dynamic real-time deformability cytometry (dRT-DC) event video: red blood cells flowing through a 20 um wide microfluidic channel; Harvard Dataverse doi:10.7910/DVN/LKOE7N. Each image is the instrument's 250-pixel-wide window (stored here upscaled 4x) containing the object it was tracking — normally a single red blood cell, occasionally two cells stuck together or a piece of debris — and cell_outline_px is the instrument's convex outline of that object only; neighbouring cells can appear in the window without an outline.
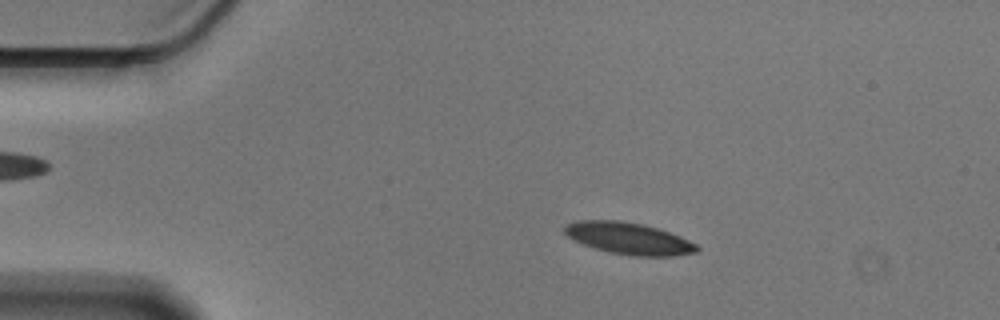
{"species": "Egyptian fruit bat (a non-hibernating species)", "species_latin": "Rousettus aegyptiacus", "temperature_condition": "cold", "stored_images_in_passage": 56, "camera_frame_rate_fps": 3000, "um_per_image_px": 0.085, "animal": {"sex": "male"}, "frame": {"image": 1, "passage_image": 10, "time_ms": 3.0, "image_size_px": [1000, 320], "cell_outline_px": [[700, 248], [696, 252], [676, 256], [632, 256], [612, 252], [596, 248], [584, 244], [568, 236], [564, 232], [564, 228], [568, 224], [576, 220], [620, 220], [644, 224], [680, 236], [696, 244]], "centroid_in_image_um": [53.47, 20.26], "position_along_channel_um": 31.5, "area_um2": 24.28}}
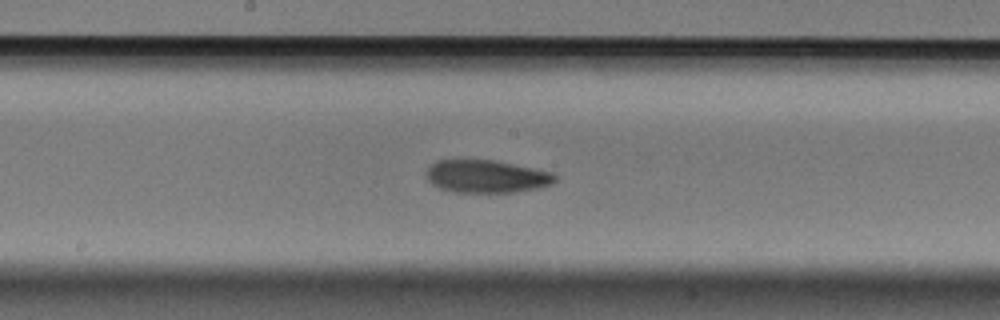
{"frame": {"image": 2, "passage_image": 29, "time_ms": 9.333, "image_size_px": [1000, 320], "cell_outline_px": [[556, 180], [552, 184], [536, 188], [516, 192], [456, 192], [440, 188], [432, 184], [428, 180], [428, 168], [436, 160], [496, 160], [552, 172], [556, 176]], "centroid_in_image_um": [41.37, 14.99], "position_along_channel_um": 206.8, "area_um2": 24.39}}
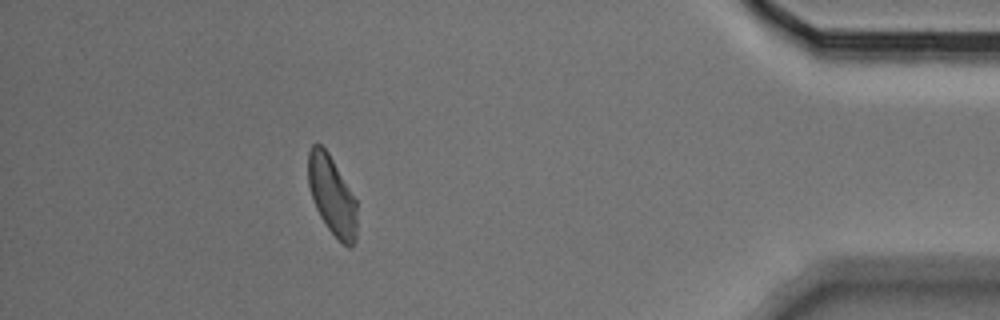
{"frame": {"image": 3, "passage_image": 50, "time_ms": 16.333, "image_size_px": [1000, 320], "cell_outline_px": [[356, 244], [352, 248], [348, 248], [328, 228], [320, 216], [312, 200], [308, 184], [308, 152], [312, 144], [320, 144], [328, 152], [356, 200]], "centroid_in_image_um": [28.21, 16.63], "position_along_channel_um": 407.0, "area_um2": 22.31}, "authors_computed_cell_mechanics": {"area_um2": 24.0159, "velocity_mm_per_s": 3.538, "shape_relaxation_time_tau1_ms": 3.0059, "shape_relaxation_time_tau2_ms": 5.1217, "deformation_change_tau1": 0.0922, "deformation_change_tau2": 0.1211}}